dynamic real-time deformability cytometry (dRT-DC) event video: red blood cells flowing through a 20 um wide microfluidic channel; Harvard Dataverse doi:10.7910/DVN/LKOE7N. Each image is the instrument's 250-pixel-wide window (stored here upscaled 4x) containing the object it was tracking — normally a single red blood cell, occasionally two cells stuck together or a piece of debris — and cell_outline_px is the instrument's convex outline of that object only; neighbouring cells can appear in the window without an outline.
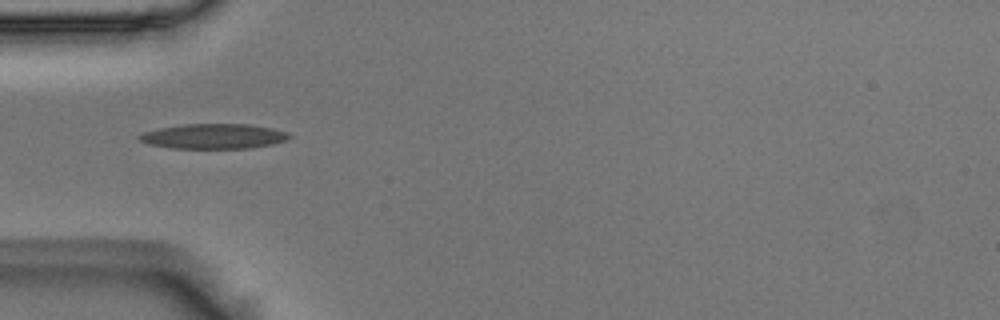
{"species": "Egyptian fruit bat (a non-hibernating species)", "species_latin": "Rousettus aegyptiacus", "temperature_condition": "room temperature", "stored_images_in_passage": 2, "camera_frame_rate_fps": 3000, "um_per_image_px": 0.085, "animal": {"sex": "male"}, "frame": {"image": 1, "passage_image": 1, "time_ms": 0.0, "image_size_px": [1000, 320], "cell_outline_px": [[292, 136], [288, 140], [272, 144], [252, 148], [172, 148], [148, 144], [140, 140], [136, 136], [144, 132], [160, 128], [184, 124], [248, 124], [272, 128], [288, 132]], "centroid_in_image_um": [18.19, 11.58], "position_along_channel_um": 66.8, "area_um2": 21.85}}
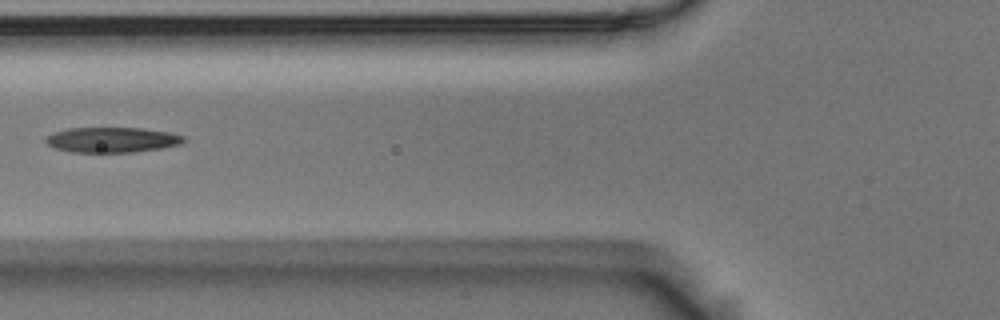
{"frame": {"image": 2, "passage_image": 2, "time_ms": 0.333, "image_size_px": [1000, 320], "cell_outline_px": [[188, 140], [180, 144], [160, 148], [132, 152], [72, 152], [56, 148], [48, 144], [44, 140], [48, 136], [56, 132], [68, 128], [144, 128], [168, 132], [184, 136]], "centroid_in_image_um": [9.56, 11.88], "position_along_channel_um": 116.2, "area_um2": 20.11}}